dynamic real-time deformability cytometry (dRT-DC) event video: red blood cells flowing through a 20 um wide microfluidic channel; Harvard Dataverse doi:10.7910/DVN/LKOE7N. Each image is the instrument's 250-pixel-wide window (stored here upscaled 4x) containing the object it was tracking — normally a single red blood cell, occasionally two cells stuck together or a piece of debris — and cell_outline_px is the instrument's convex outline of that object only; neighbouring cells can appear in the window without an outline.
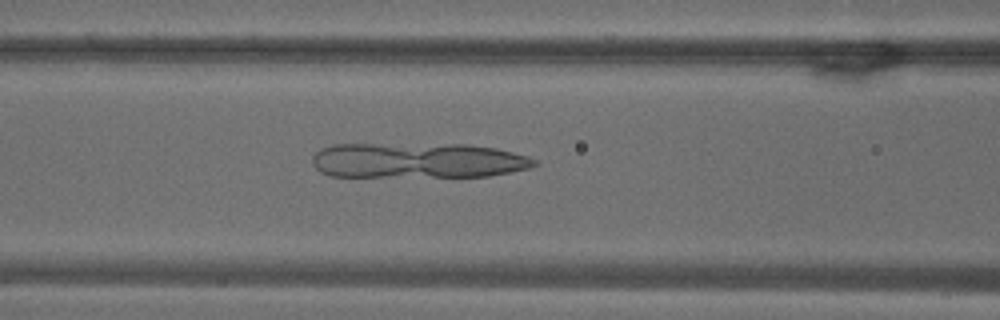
{"species": "common noctule bat (a hibernating species)", "species_latin": "Nyctalus noctula", "temperature_condition": "warm", "stored_images_in_passage": 42, "camera_frame_rate_fps": 3000, "um_per_image_px": 0.085, "animal": {"sex": "male", "body_mass_g": 18.8}, "frame": {"image": 1, "passage_image": 16, "time_ms": 5.0, "image_size_px": [1000, 320], "cell_outline_px": [[540, 164], [528, 168], [488, 176], [332, 176], [320, 172], [312, 164], [312, 156], [320, 148], [332, 144], [468, 144], [496, 148], [528, 156], [536, 160]], "centroid_in_image_um": [35.48, 13.63], "position_along_channel_um": 131.1, "area_um2": 45.84}}
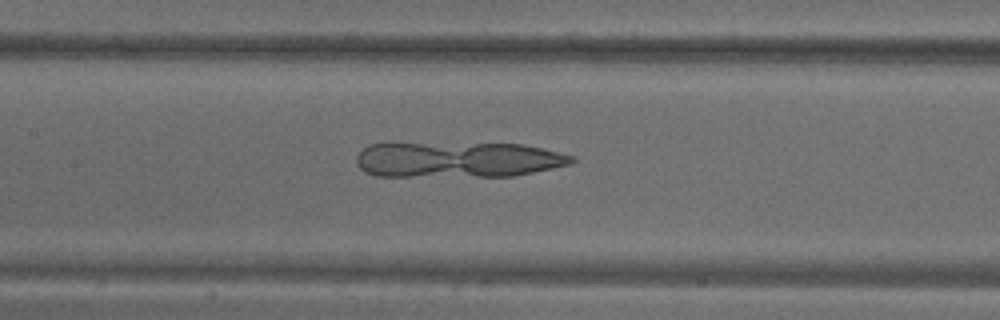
{"frame": {"image": 2, "passage_image": 19, "time_ms": 6.0, "image_size_px": [1000, 320], "cell_outline_px": [[576, 160], [572, 164], [512, 176], [376, 176], [364, 172], [356, 164], [356, 156], [364, 148], [372, 144], [520, 144], [544, 148], [572, 156]], "centroid_in_image_um": [38.92, 13.58], "position_along_channel_um": 168.5, "area_um2": 44.27}}
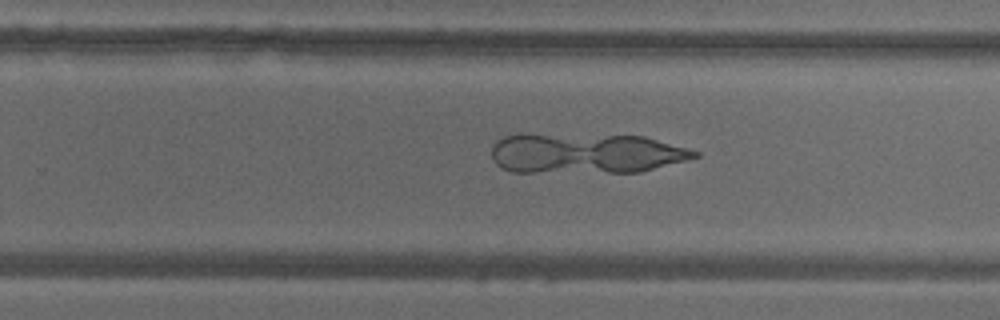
{"frame": {"image": 3, "passage_image": 28, "time_ms": 9.0, "image_size_px": [1000, 320], "cell_outline_px": [[700, 156], [640, 172], [512, 172], [500, 168], [492, 160], [492, 144], [496, 140], [504, 136], [520, 132], [524, 132], [644, 136], [700, 152]], "centroid_in_image_um": [49.68, 13.01], "position_along_channel_um": 280.1, "area_um2": 48.55}}